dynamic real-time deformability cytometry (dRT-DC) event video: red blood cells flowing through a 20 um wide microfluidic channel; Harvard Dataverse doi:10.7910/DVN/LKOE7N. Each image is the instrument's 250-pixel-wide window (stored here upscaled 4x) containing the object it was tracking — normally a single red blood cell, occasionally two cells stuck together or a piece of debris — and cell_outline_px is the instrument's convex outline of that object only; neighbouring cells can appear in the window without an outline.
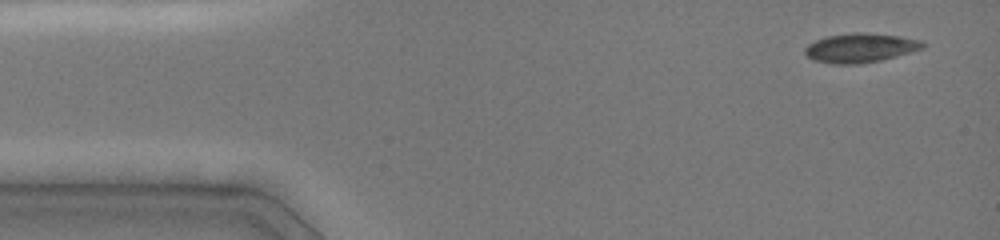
{"species": "common noctule bat (a hibernating species)", "species_latin": "Nyctalus noctula", "temperature_condition": "cold", "stored_images_in_passage": 17, "camera_frame_rate_fps": 3000, "um_per_image_px": 0.085, "animal": {"sex": "female", "body_mass_g": 19.0, "forearm_length_mm": 51.5}, "frame": {"image": 1, "passage_image": 1, "time_ms": 0.0, "image_size_px": [1000, 240], "cell_outline_px": [[924, 48], [896, 56], [880, 60], [860, 64], [832, 64], [812, 60], [804, 52], [804, 48], [808, 44], [824, 36], [852, 32], [864, 32], [900, 36], [920, 40], [924, 44]], "centroid_in_image_um": [73.08, 4.06], "position_along_channel_um": 11.9, "area_um2": 20.17}}
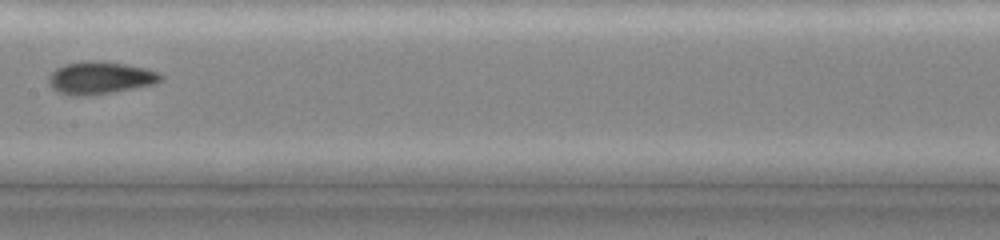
{"frame": {"image": 2, "passage_image": 8, "time_ms": 7.0, "image_size_px": [1000, 240], "cell_outline_px": [[164, 80], [156, 84], [112, 92], [84, 96], [72, 96], [60, 92], [52, 88], [48, 80], [48, 76], [56, 68], [64, 64], [88, 60], [96, 60], [124, 64], [144, 68], [156, 72], [164, 76]], "centroid_in_image_um": [8.51, 6.62], "position_along_channel_um": 198.9, "area_um2": 21.21}}
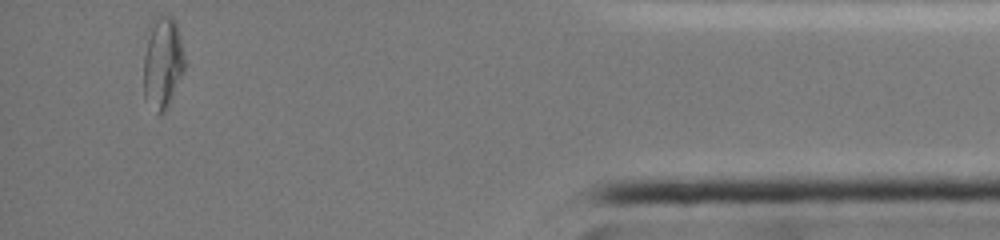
{"frame": {"image": 3, "passage_image": 17, "time_ms": 13.667, "image_size_px": [1000, 240], "cell_outline_px": [[184, 72], [168, 108], [160, 116], [156, 116], [144, 100], [144, 56], [152, 16], [172, 16], [176, 20], [180, 36], [184, 56]], "centroid_in_image_um": [13.82, 5.4], "position_along_channel_um": 421.4, "area_um2": 22.54}, "authors_computed_cell_mechanics": {"area_um2": 19.8832, "velocity_mm_per_s": 4.0576, "shape_relaxation_time_tau1_ms": null, "shape_relaxation_time_tau2_ms": 1.2432, "deformation_change_tau1": null, "deformation_change_tau2": 0.0428}}